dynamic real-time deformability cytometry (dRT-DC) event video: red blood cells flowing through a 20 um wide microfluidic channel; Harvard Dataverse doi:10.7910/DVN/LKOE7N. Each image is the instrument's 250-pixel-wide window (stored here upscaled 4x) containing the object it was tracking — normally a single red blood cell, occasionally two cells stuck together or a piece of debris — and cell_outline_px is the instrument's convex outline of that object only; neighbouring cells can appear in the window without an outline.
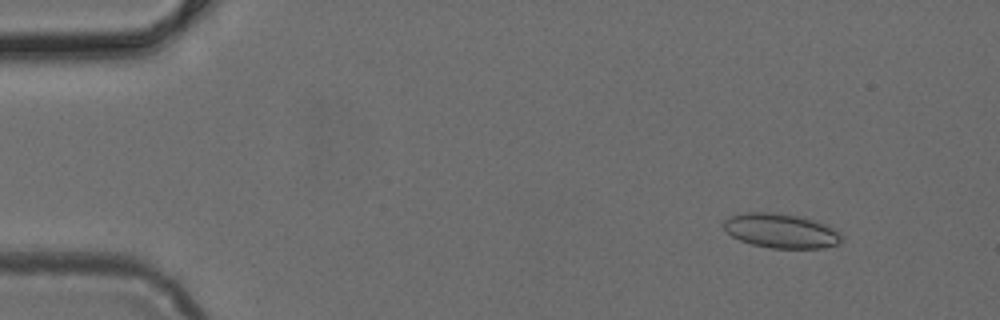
{"species": "common noctule bat (a hibernating species)", "species_latin": "Nyctalus noctula", "temperature_condition": "cold", "stored_images_in_passage": 5, "camera_frame_rate_fps": 3000, "um_per_image_px": 0.085, "animal": {"sex": "female", "body_mass_g": 24.6, "forearm_length_mm": 56.2}, "frame": {"image": 1, "passage_image": 2, "time_ms": 0.333, "image_size_px": [1000, 320], "cell_outline_px": [[844, 240], [840, 244], [820, 248], [768, 248], [752, 244], [740, 240], [732, 236], [724, 228], [724, 220], [740, 212], [772, 212], [804, 216], [828, 224], [836, 228], [844, 236]], "centroid_in_image_um": [66.47, 19.61], "position_along_channel_um": 18.5, "area_um2": 24.22}}
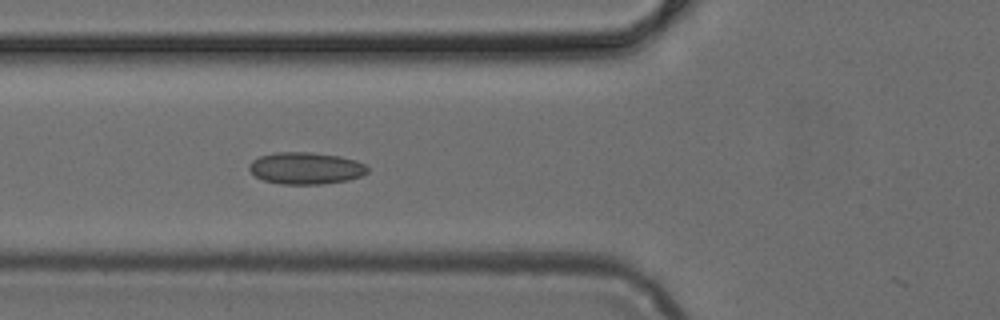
{"frame": {"image": 2, "passage_image": 5, "time_ms": 1.333, "image_size_px": [1000, 320], "cell_outline_px": [[368, 172], [360, 176], [348, 180], [320, 184], [280, 184], [264, 180], [256, 176], [248, 168], [248, 164], [252, 160], [260, 156], [276, 152], [308, 152], [340, 156], [356, 160], [364, 164], [368, 168]], "centroid_in_image_um": [25.98, 14.29], "position_along_channel_um": 99.8, "area_um2": 21.96}}